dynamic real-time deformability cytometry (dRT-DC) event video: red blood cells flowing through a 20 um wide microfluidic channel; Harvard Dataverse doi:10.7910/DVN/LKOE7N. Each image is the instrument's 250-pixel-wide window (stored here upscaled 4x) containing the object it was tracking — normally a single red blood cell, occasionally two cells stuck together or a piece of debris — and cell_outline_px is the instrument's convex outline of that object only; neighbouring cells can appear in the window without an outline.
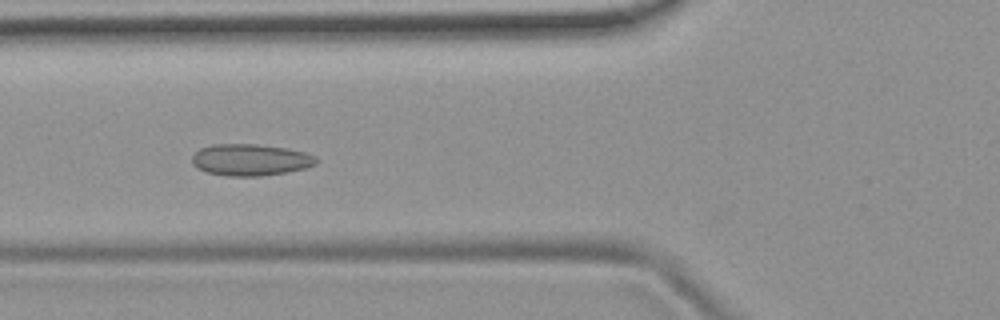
{"species": "common noctule bat (a hibernating species)", "species_latin": "Nyctalus noctula", "temperature_condition": "room temperature", "stored_images_in_passage": 43, "camera_frame_rate_fps": 3000, "um_per_image_px": 0.085, "animal": {"sex": "female", "body_mass_g": 19.9}, "frame": {"image": 1, "passage_image": 13, "time_ms": 4.0, "image_size_px": [1000, 320], "cell_outline_px": [[320, 160], [316, 164], [304, 168], [288, 172], [260, 176], [228, 176], [208, 172], [196, 168], [192, 164], [192, 156], [200, 148], [212, 144], [256, 144], [284, 148], [304, 152], [316, 156]], "centroid_in_image_um": [21.29, 13.59], "position_along_channel_um": 104.5, "area_um2": 22.95}}
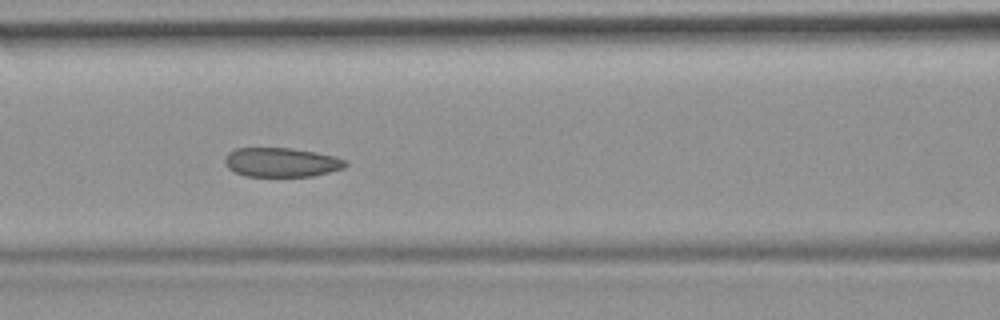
{"frame": {"image": 2, "passage_image": 16, "time_ms": 5.0, "image_size_px": [1000, 320], "cell_outline_px": [[348, 164], [344, 168], [312, 176], [244, 176], [228, 168], [224, 164], [224, 156], [228, 152], [236, 148], [292, 148], [316, 152], [336, 156], [348, 160]], "centroid_in_image_um": [23.92, 13.79], "position_along_channel_um": 142.7, "area_um2": 20.75}}
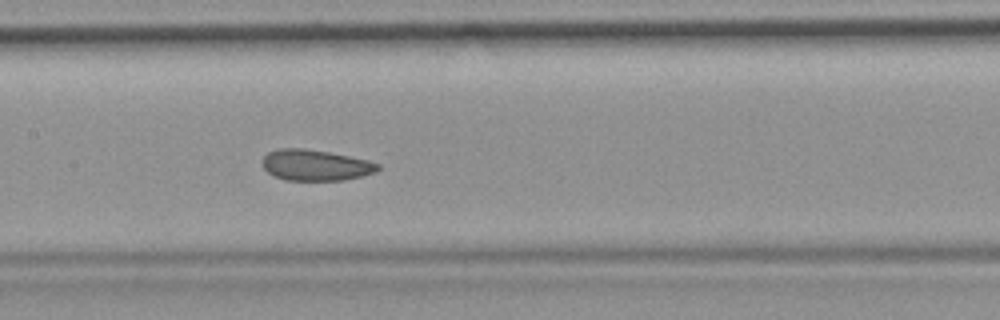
{"frame": {"image": 3, "passage_image": 19, "time_ms": 6.0, "image_size_px": [1000, 320], "cell_outline_px": [[380, 168], [376, 172], [344, 180], [288, 180], [276, 176], [268, 172], [260, 164], [260, 160], [268, 152], [276, 148], [304, 148], [328, 152], [368, 160], [380, 164]], "centroid_in_image_um": [26.78, 14.02], "position_along_channel_um": 180.6, "area_um2": 20.87}, "authors_computed_cell_mechanics": {"area_um2": 21.2126, "velocity_mm_per_s": 3.8051, "shape_relaxation_time_tau1_ms": 8.1208, "shape_relaxation_time_tau2_ms": 2.2458, "deformation_change_tau1": 0.1195, "deformation_change_tau2": 0.0811}}